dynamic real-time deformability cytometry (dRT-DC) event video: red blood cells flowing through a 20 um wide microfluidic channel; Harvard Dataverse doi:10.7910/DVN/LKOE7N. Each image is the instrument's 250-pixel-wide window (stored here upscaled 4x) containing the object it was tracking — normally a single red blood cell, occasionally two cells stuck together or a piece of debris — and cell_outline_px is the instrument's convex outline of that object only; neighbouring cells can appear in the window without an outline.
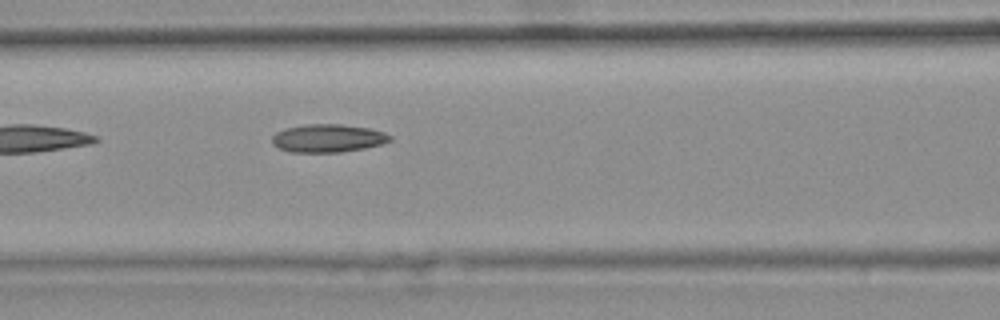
{"species": "common noctule bat (a hibernating species)", "species_latin": "Nyctalus noctula", "temperature_condition": "warm", "stored_images_in_passage": 7, "camera_frame_rate_fps": 3000, "um_per_image_px": 0.085, "animal": {"sex": "female", "body_mass_g": 25.1}, "frame": {"image": 1, "passage_image": 7, "time_ms": 2.0, "image_size_px": [1000, 320], "cell_outline_px": [[392, 140], [380, 144], [364, 148], [340, 152], [292, 152], [280, 148], [272, 144], [272, 136], [276, 132], [284, 128], [304, 124], [340, 124], [368, 128], [384, 132], [392, 136]], "centroid_in_image_um": [27.85, 11.74], "position_along_channel_um": 138.7, "area_um2": 19.25}}